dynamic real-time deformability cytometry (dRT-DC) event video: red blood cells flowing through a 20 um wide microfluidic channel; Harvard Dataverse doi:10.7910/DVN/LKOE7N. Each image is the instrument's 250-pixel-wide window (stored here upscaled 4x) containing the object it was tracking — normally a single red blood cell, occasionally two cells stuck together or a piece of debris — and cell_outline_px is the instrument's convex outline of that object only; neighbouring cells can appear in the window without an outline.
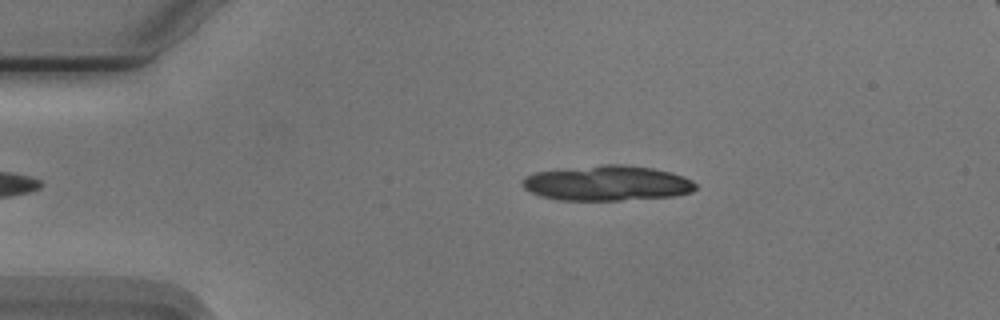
{"species": "Egyptian fruit bat (a non-hibernating species)", "species_latin": "Rousettus aegyptiacus", "temperature_condition": "cold", "stored_images_in_passage": 13, "camera_frame_rate_fps": 3000, "um_per_image_px": 0.085, "animal": {"sex": "male"}, "frame": {"image": 1, "passage_image": 3, "time_ms": 0.667, "image_size_px": [1000, 320], "cell_outline_px": [[696, 188], [692, 192], [672, 196], [620, 200], [560, 200], [540, 196], [524, 188], [520, 184], [524, 176], [536, 172], [604, 164], [624, 164], [652, 168], [672, 172], [684, 176], [692, 180], [696, 184]], "centroid_in_image_um": [51.61, 15.56], "position_along_channel_um": 33.4, "area_um2": 35.49}}